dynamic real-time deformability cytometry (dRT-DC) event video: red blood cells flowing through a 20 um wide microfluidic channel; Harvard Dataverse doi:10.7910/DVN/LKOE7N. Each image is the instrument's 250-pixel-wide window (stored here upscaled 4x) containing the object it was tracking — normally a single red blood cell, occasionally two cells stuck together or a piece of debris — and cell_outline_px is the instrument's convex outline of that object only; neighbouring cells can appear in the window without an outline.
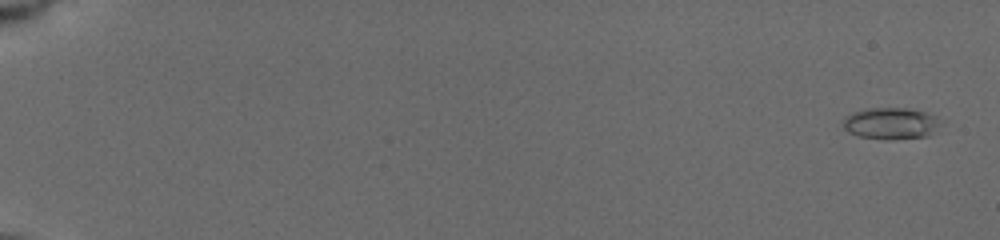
{"species": "common noctule bat (a hibernating species)", "species_latin": "Nyctalus noctula", "temperature_condition": "cold", "stored_images_in_passage": 11, "camera_frame_rate_fps": 3000, "um_per_image_px": 0.085, "animal": {"sex": "female", "body_mass_g": 19.5, "forearm_length_mm": 54.1}, "frame": {"image": 1, "passage_image": 2, "time_ms": 0.667, "image_size_px": [1000, 240], "cell_outline_px": [[936, 124], [928, 136], [892, 140], [884, 140], [860, 136], [848, 132], [840, 124], [852, 112], [868, 108], [904, 108], [924, 112], [936, 116]], "centroid_in_image_um": [75.62, 10.5], "position_along_channel_um": 9.4, "area_um2": 17.63}}
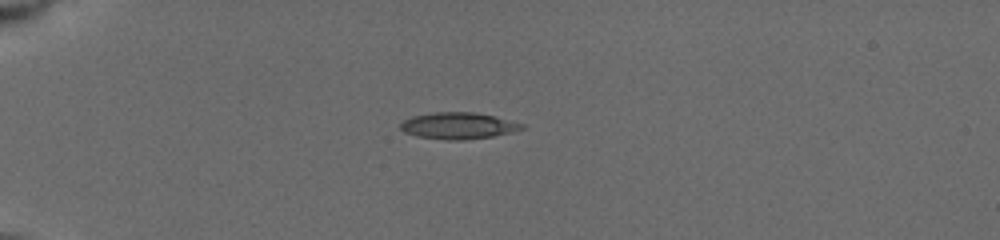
{"frame": {"image": 2, "passage_image": 10, "time_ms": 5.667, "image_size_px": [1000, 240], "cell_outline_px": [[524, 128], [512, 132], [492, 136], [464, 140], [444, 140], [416, 136], [404, 132], [400, 128], [400, 124], [404, 120], [412, 116], [436, 112], [472, 112], [496, 116], [524, 124]], "centroid_in_image_um": [38.94, 10.69], "position_along_channel_um": 46.1, "area_um2": 18.79}}